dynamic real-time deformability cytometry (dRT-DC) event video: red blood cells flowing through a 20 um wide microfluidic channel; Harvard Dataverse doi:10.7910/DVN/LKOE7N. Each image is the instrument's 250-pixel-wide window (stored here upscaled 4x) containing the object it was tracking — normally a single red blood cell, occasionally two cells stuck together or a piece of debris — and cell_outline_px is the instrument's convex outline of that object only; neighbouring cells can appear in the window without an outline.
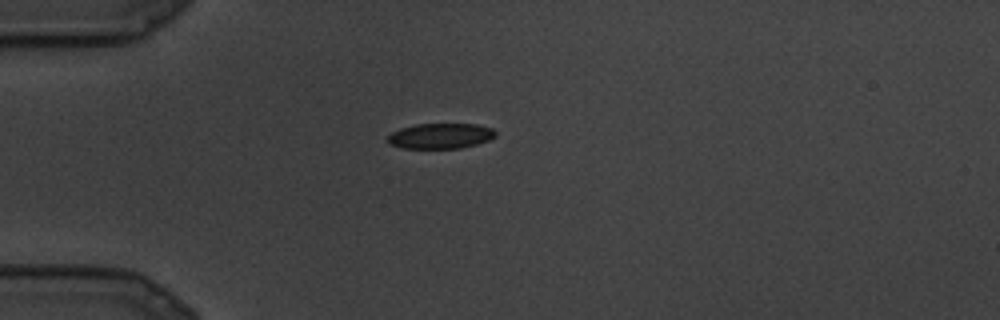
{"species": "common noctule bat (a hibernating species)", "species_latin": "Nyctalus noctula", "temperature_condition": "cold", "stored_images_in_passage": 4, "camera_frame_rate_fps": 3000, "um_per_image_px": 0.085, "animal": {"sex": "male", "body_mass_g": 19.5, "forearm_length_mm": 54.6}, "frame": {"image": 1, "passage_image": 1, "time_ms": 0.0, "image_size_px": [1000, 320], "cell_outline_px": [[496, 136], [488, 140], [476, 144], [460, 148], [400, 148], [388, 144], [384, 140], [392, 132], [400, 128], [416, 124], [476, 124], [492, 128], [496, 132]], "centroid_in_image_um": [37.39, 11.56], "position_along_channel_um": 47.6, "area_um2": 16.07}}